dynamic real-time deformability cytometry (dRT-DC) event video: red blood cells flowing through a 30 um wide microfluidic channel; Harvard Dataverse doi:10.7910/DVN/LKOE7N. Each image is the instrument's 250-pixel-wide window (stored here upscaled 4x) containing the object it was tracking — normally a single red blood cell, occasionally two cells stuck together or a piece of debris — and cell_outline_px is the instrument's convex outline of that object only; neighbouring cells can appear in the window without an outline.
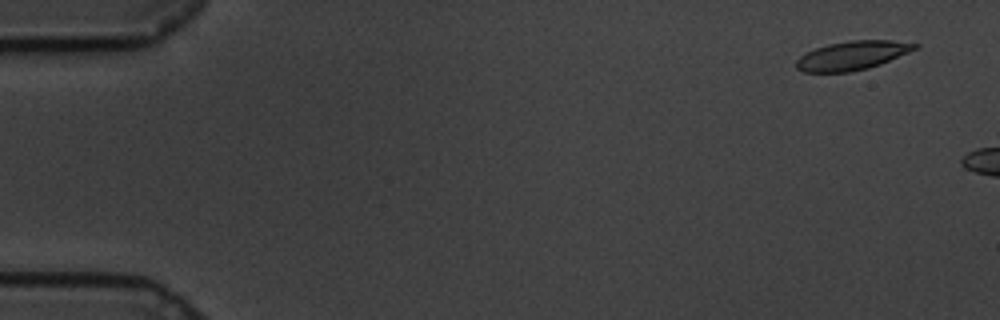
{"species": "common noctule bat (a hibernating species)", "species_latin": "Nyctalus noctula", "temperature_condition": "cold", "stored_images_in_passage": 10, "camera_frame_rate_fps": 3000, "um_per_image_px": 0.085, "animal": {"sex": "male", "body_mass_g": 19.5, "forearm_length_mm": 54.6}, "frame": {"image": 1, "passage_image": 4, "time_ms": 1.0, "image_size_px": [1000, 320], "cell_outline_px": [[920, 44], [916, 48], [908, 52], [880, 64], [868, 68], [848, 72], [804, 72], [796, 68], [796, 60], [800, 56], [816, 48], [828, 44], [848, 40], [892, 40]], "centroid_in_image_um": [72.42, 4.71], "position_along_channel_um": 12.6, "area_um2": 19.77}}